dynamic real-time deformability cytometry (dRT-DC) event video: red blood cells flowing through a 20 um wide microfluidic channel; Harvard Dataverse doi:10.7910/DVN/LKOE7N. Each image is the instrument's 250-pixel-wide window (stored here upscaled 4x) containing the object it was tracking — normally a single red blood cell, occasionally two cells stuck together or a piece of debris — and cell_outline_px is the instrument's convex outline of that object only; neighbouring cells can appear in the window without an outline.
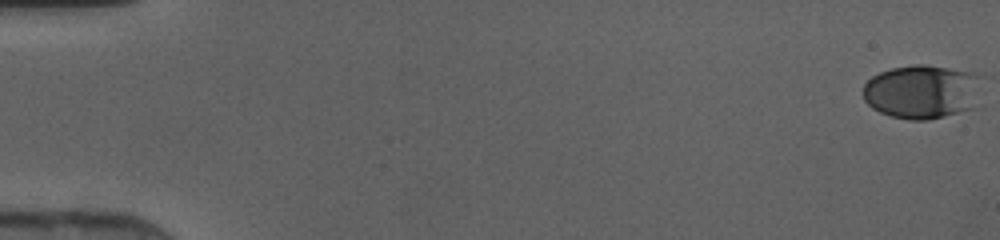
{"species": "human", "species_latin": "Homo sapiens", "temperature_condition": "cold", "stored_images_in_passage": 47, "camera_frame_rate_fps": 3000, "um_per_image_px": 0.085, "donor": {"sex": "female"}, "frame": {"image": 1, "passage_image": 1, "time_ms": 0.0, "image_size_px": [1000, 240], "cell_outline_px": [[984, 76], [972, 108], [944, 116], [928, 120], [908, 120], [892, 116], [880, 112], [872, 108], [864, 100], [864, 84], [872, 76], [880, 72], [892, 68], [916, 64], [924, 64], [972, 72]], "centroid_in_image_um": [78.37, 7.78], "position_along_channel_um": 6.6, "area_um2": 37.4}}
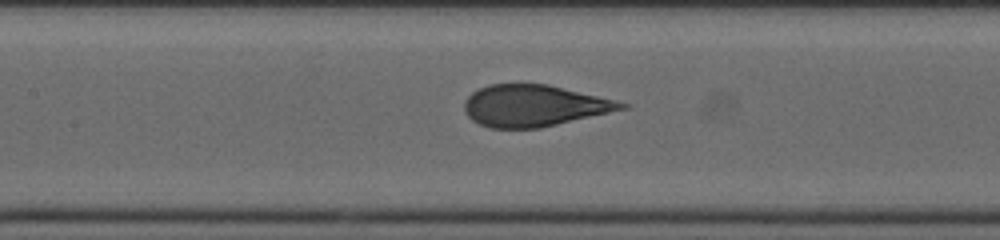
{"frame": {"image": 2, "passage_image": 23, "time_ms": 7.333, "image_size_px": [1000, 240], "cell_outline_px": [[632, 108], [540, 128], [492, 128], [480, 124], [472, 120], [464, 112], [464, 100], [472, 92], [488, 84], [548, 84], [632, 104]], "centroid_in_image_um": [45.44, 8.99], "position_along_channel_um": 162.0, "area_um2": 38.32}}
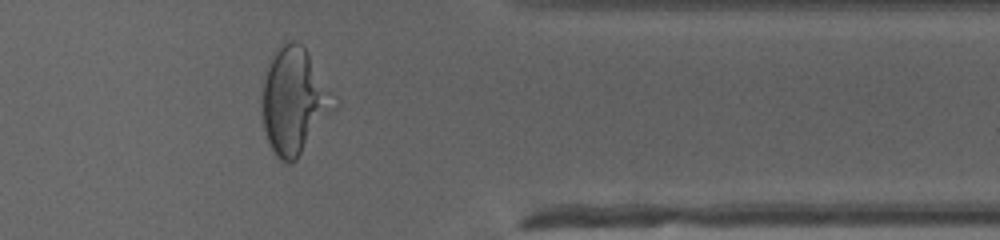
{"frame": {"image": 3, "passage_image": 39, "time_ms": 12.667, "image_size_px": [1000, 240], "cell_outline_px": [[340, 104], [296, 160], [288, 164], [280, 160], [276, 156], [268, 140], [264, 128], [264, 80], [268, 64], [276, 48], [292, 40], [296, 40], [308, 52], [336, 96]], "centroid_in_image_um": [25.07, 8.59], "position_along_channel_um": 386.3, "area_um2": 44.27}}